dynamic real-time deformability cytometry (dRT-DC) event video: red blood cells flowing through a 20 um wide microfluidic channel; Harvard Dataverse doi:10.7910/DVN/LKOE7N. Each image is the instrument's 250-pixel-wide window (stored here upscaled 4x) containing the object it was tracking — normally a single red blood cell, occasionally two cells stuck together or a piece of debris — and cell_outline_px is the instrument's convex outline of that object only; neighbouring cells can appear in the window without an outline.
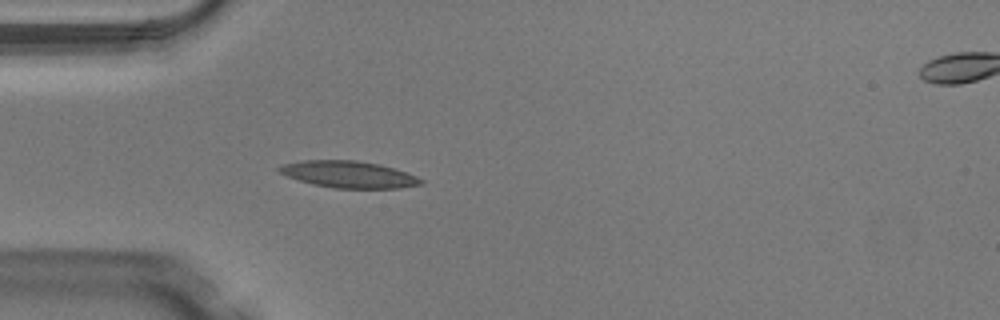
{"species": "Egyptian fruit bat (a non-hibernating species)", "species_latin": "Rousettus aegyptiacus", "temperature_condition": "warm", "stored_images_in_passage": 46, "camera_frame_rate_fps": 3000, "um_per_image_px": 0.085, "animal": {"sex": "male"}, "frame": {"image": 1, "passage_image": 11, "time_ms": 3.333, "image_size_px": [1000, 320], "cell_outline_px": [[424, 184], [400, 188], [332, 188], [312, 184], [288, 176], [280, 172], [276, 168], [284, 164], [304, 160], [356, 160], [380, 164], [416, 176], [424, 180]], "centroid_in_image_um": [29.66, 14.83], "position_along_channel_um": 55.3, "area_um2": 21.96}}
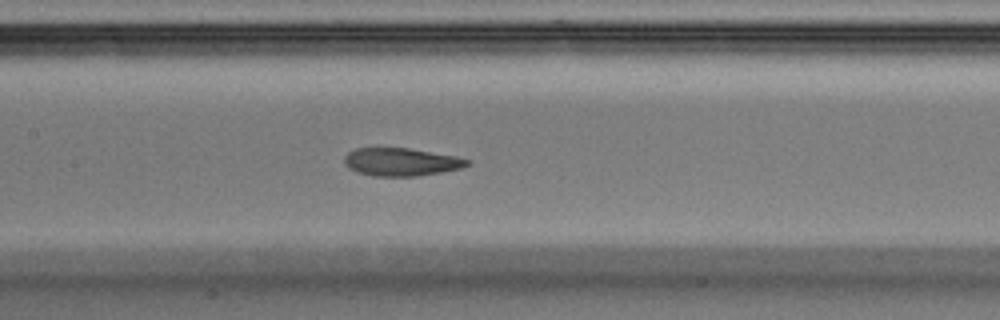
{"frame": {"image": 2, "passage_image": 20, "time_ms": 6.333, "image_size_px": [1000, 320], "cell_outline_px": [[468, 164], [460, 168], [440, 172], [416, 176], [372, 176], [356, 172], [348, 168], [344, 164], [344, 156], [348, 152], [356, 148], [408, 148], [456, 156], [468, 160]], "centroid_in_image_um": [34.02, 13.76], "position_along_channel_um": 173.4, "area_um2": 19.88}}
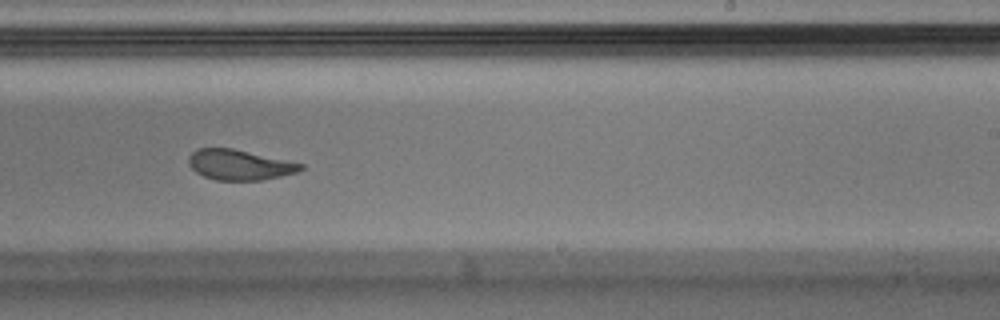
{"frame": {"image": 3, "passage_image": 27, "time_ms": 8.667, "image_size_px": [1000, 320], "cell_outline_px": [[304, 168], [296, 172], [280, 176], [260, 180], [216, 180], [204, 176], [196, 172], [188, 164], [188, 156], [196, 148], [232, 148], [304, 164]], "centroid_in_image_um": [20.32, 14.0], "position_along_channel_um": 268.7, "area_um2": 19.65}, "authors_computed_cell_mechanics": {"area_um2": 20.9236, "velocity_mm_per_s": 4.1011, "shape_relaxation_time_tau1_ms": null, "shape_relaxation_time_tau2_ms": 2.0089, "deformation_change_tau1": null, "deformation_change_tau2": 0.0862}}